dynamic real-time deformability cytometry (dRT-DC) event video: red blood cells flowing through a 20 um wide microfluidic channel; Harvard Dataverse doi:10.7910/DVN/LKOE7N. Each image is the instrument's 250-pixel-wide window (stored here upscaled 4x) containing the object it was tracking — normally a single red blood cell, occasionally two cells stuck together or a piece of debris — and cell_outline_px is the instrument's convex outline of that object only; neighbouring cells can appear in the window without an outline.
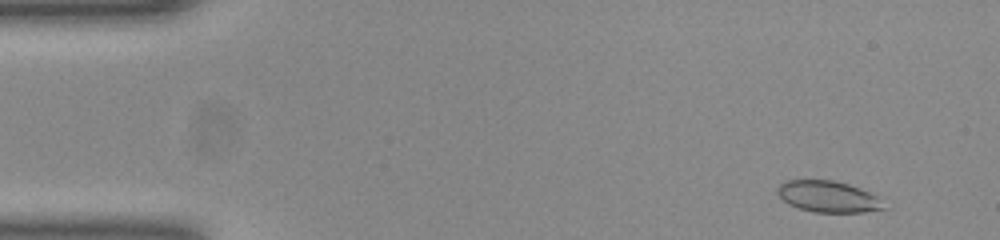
{"species": "common noctule bat (a hibernating species)", "species_latin": "Nyctalus noctula", "temperature_condition": "room temperature", "stored_images_in_passage": 51, "camera_frame_rate_fps": 3000, "um_per_image_px": 0.085, "animal": {"sex": "female", "body_mass_g": 23.0, "forearm_length_mm": 53.4}, "frame": {"image": 1, "passage_image": 3, "time_ms": 0.667, "image_size_px": [1000, 240], "cell_outline_px": [[888, 208], [864, 212], [816, 212], [800, 208], [788, 204], [776, 192], [776, 188], [784, 180], [832, 180], [848, 184], [860, 188], [880, 196]], "centroid_in_image_um": [70.44, 16.71], "position_along_channel_um": 14.6, "area_um2": 19.59}}
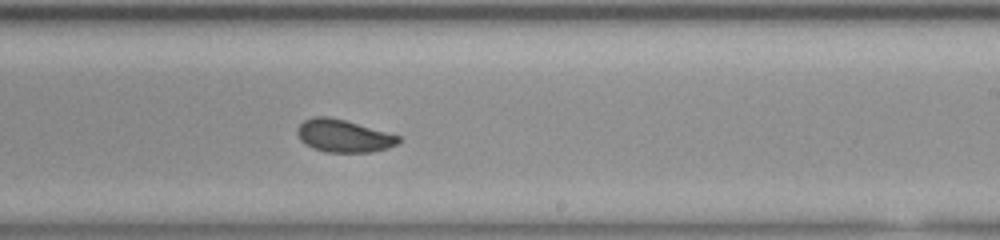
{"frame": {"image": 2, "passage_image": 30, "time_ms": 9.667, "image_size_px": [1000, 240], "cell_outline_px": [[400, 140], [396, 144], [388, 148], [372, 152], [328, 152], [312, 148], [304, 144], [300, 140], [296, 132], [296, 128], [304, 120], [312, 116], [328, 116], [344, 120], [400, 136]], "centroid_in_image_um": [29.15, 11.55], "position_along_channel_um": 259.9, "area_um2": 19.19}}
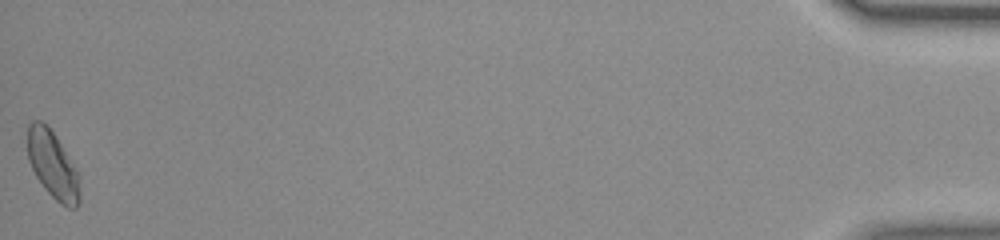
{"frame": {"image": 3, "passage_image": 51, "time_ms": 16.667, "image_size_px": [1000, 240], "cell_outline_px": [[80, 200], [76, 208], [68, 208], [60, 204], [44, 188], [36, 176], [28, 160], [28, 124], [32, 120], [40, 120], [56, 136], [80, 172]], "centroid_in_image_um": [4.52, 14.05], "position_along_channel_um": 430.7, "area_um2": 20.75}, "authors_computed_cell_mechanics": {"area_um2": 19.652, "velocity_mm_per_s": 3.9111, "shape_relaxation_time_tau1_ms": 2.8645, "shape_relaxation_time_tau2_ms": null, "deformation_change_tau1": 0.0853, "deformation_change_tau2": null}}